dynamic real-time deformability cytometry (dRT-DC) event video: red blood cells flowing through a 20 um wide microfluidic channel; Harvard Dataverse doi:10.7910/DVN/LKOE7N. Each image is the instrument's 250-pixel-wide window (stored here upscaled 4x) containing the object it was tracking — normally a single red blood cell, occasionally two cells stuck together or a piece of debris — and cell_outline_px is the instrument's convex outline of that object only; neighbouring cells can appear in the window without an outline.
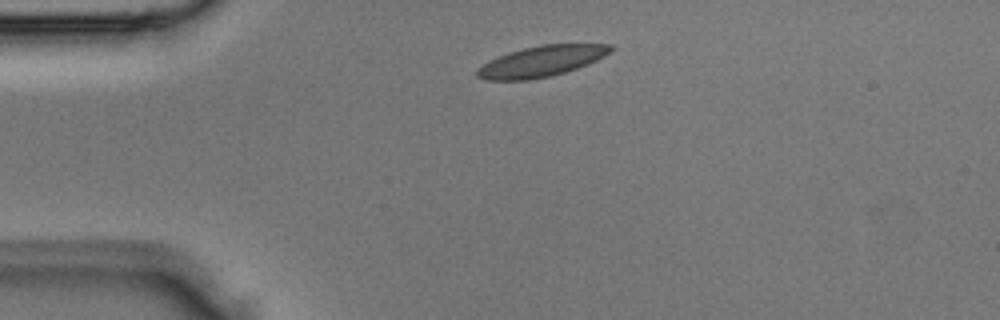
{"species": "Egyptian fruit bat (a non-hibernating species)", "species_latin": "Rousettus aegyptiacus", "temperature_condition": "room temperature", "stored_images_in_passage": 2, "camera_frame_rate_fps": 3000, "um_per_image_px": 0.085, "animal": {"sex": "male"}, "frame": {"image": 1, "passage_image": 1, "time_ms": 0.0, "image_size_px": [1000, 320], "cell_outline_px": [[616, 48], [612, 52], [596, 60], [576, 68], [552, 76], [528, 80], [484, 80], [476, 76], [476, 68], [508, 52], [540, 44], [612, 44]], "centroid_in_image_um": [46.04, 5.2], "position_along_channel_um": 39.0, "area_um2": 23.93}}